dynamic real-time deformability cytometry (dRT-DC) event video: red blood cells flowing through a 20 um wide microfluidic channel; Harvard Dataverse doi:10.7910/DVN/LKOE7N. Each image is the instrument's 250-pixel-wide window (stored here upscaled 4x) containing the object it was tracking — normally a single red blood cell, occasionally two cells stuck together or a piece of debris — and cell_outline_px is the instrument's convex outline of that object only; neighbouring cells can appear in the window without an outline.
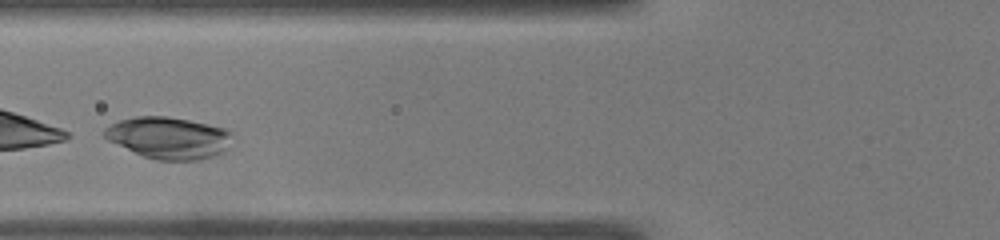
{"species": "common noctule bat (a hibernating species)", "species_latin": "Nyctalus noctula", "temperature_condition": "warm", "stored_images_in_passage": 28, "camera_frame_rate_fps": 3000, "um_per_image_px": 0.085, "animal": {"sex": "male", "body_mass_g": 19.0, "forearm_length_mm": 50.8}, "frame": {"image": 1, "passage_image": 4, "time_ms": 1.0, "image_size_px": [1000, 240], "cell_outline_px": [[232, 132], [228, 148], [224, 152], [200, 160], [156, 160], [144, 156], [108, 140], [100, 132], [104, 128], [120, 120], [136, 116], [164, 116], [188, 120], [208, 124], [224, 128]], "centroid_in_image_um": [14.33, 11.71], "position_along_channel_um": 111.5, "area_um2": 30.98}}
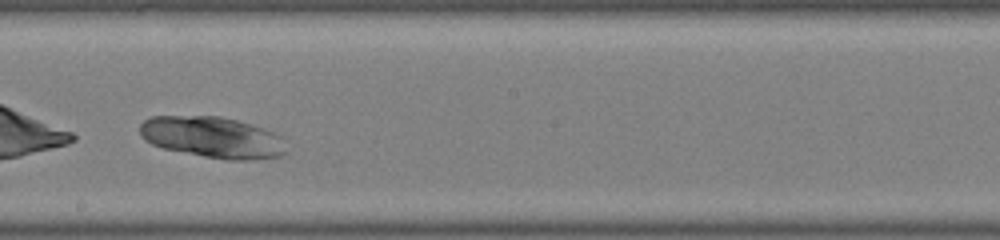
{"frame": {"image": 2, "passage_image": 13, "time_ms": 4.0, "image_size_px": [1000, 240], "cell_outline_px": [[288, 152], [280, 156], [252, 160], [228, 160], [204, 156], [164, 148], [152, 144], [144, 140], [140, 136], [140, 124], [144, 120], [152, 116], [220, 116], [236, 120], [272, 132], [280, 136]], "centroid_in_image_um": [18.04, 11.68], "position_along_channel_um": 230.2, "area_um2": 34.97}}
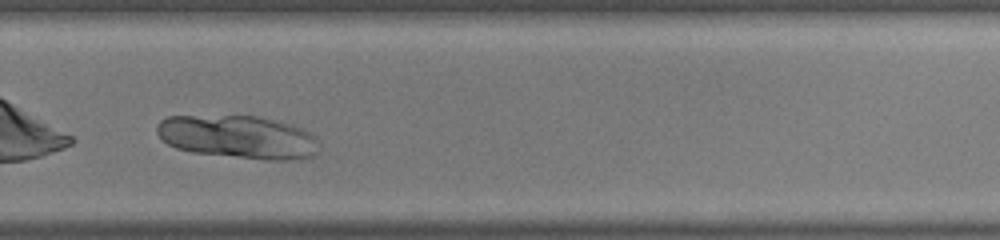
{"frame": {"image": 3, "passage_image": 19, "time_ms": 6.0, "image_size_px": [1000, 240], "cell_outline_px": [[320, 148], [316, 156], [288, 160], [264, 160], [192, 152], [176, 148], [168, 144], [156, 132], [156, 124], [160, 120], [168, 116], [256, 116], [280, 120], [304, 128], [316, 136]], "centroid_in_image_um": [20.3, 11.64], "position_along_channel_um": 309.5, "area_um2": 41.38}}